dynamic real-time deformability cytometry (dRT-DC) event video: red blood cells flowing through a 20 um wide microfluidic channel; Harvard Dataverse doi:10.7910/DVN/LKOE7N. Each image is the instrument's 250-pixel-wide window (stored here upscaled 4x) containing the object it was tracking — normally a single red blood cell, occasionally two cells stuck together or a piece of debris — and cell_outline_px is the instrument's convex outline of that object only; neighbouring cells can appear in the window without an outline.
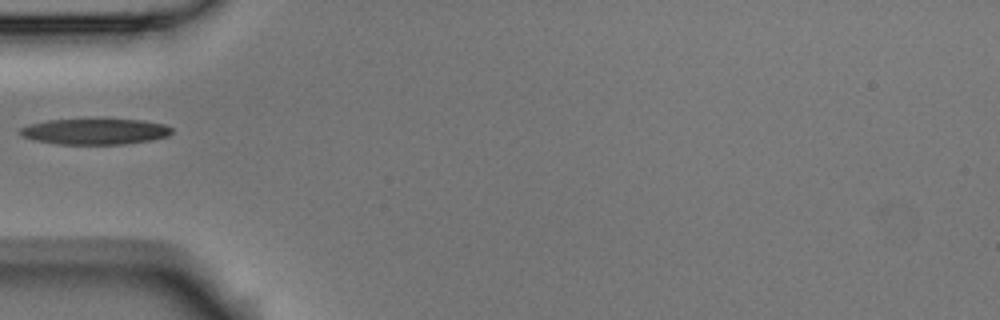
{"species": "Egyptian fruit bat (a non-hibernating species)", "species_latin": "Rousettus aegyptiacus", "temperature_condition": "room temperature", "stored_images_in_passage": 7, "camera_frame_rate_fps": 3000, "um_per_image_px": 0.085, "animal": {"sex": "male"}, "frame": {"image": 1, "passage_image": 6, "time_ms": 1.667, "image_size_px": [1000, 320], "cell_outline_px": [[172, 132], [168, 136], [152, 140], [124, 144], [56, 144], [32, 140], [20, 136], [16, 132], [20, 128], [28, 124], [48, 120], [100, 116], [140, 120], [164, 124], [172, 128]], "centroid_in_image_um": [8.02, 11.13], "position_along_channel_um": 77.0, "area_um2": 24.22}}
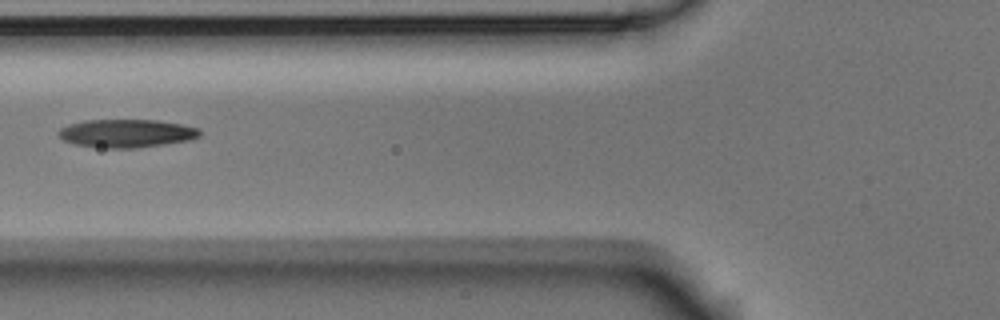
{"frame": {"image": 2, "passage_image": 7, "time_ms": 2.0, "image_size_px": [1000, 320], "cell_outline_px": [[200, 136], [188, 140], [136, 148], [108, 148], [72, 144], [64, 140], [56, 132], [60, 128], [68, 124], [84, 120], [156, 120], [180, 124], [200, 128]], "centroid_in_image_um": [10.71, 11.33], "position_along_channel_um": 115.1, "area_um2": 23.12}}